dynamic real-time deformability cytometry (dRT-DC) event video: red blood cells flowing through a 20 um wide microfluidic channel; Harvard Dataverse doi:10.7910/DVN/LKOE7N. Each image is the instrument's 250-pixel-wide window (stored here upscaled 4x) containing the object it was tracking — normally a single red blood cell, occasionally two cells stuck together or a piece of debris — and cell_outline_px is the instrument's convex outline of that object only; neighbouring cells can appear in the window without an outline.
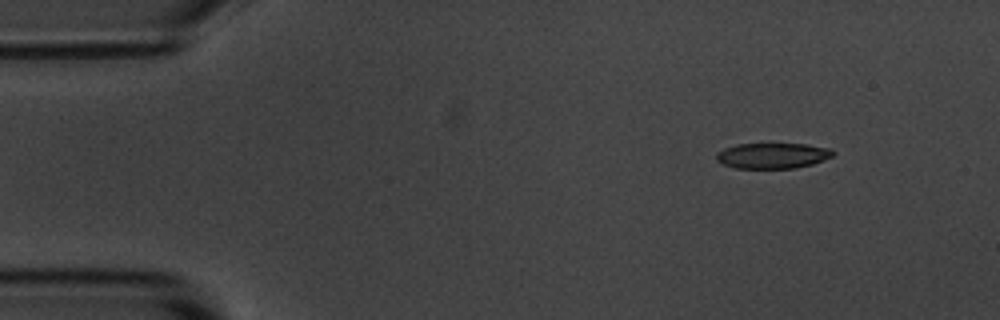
{"species": "common noctule bat (a hibernating species)", "species_latin": "Nyctalus noctula", "temperature_condition": "room temperature", "stored_images_in_passage": 4, "camera_frame_rate_fps": 3000, "um_per_image_px": 0.085, "animal": {"sex": "male", "body_mass_g": 20.1, "forearm_length_mm": 53.5}, "frame": {"image": 1, "passage_image": 1, "time_ms": 0.0, "image_size_px": [1000, 320], "cell_outline_px": [[836, 152], [832, 156], [824, 160], [812, 164], [796, 168], [736, 168], [724, 164], [716, 160], [716, 152], [724, 148], [736, 144], [808, 144], [832, 148]], "centroid_in_image_um": [65.7, 13.22], "position_along_channel_um": 19.3, "area_um2": 17.51}}